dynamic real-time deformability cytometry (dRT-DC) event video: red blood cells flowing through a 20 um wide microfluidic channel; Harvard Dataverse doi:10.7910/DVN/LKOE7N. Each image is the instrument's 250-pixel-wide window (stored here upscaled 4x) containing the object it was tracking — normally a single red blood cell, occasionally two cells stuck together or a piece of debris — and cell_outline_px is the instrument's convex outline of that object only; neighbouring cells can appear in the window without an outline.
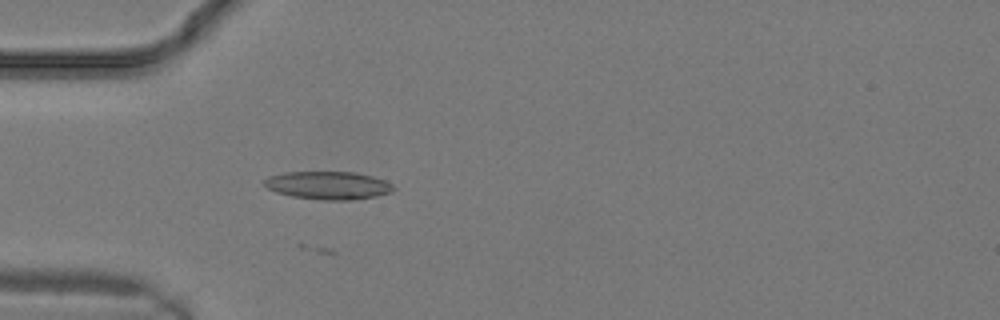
{"species": "common noctule bat (a hibernating species)", "species_latin": "Nyctalus noctula", "temperature_condition": "warm", "stored_images_in_passage": 18, "camera_frame_rate_fps": 3000, "um_per_image_px": 0.085, "animal": {"sex": "male", "body_mass_g": 19.2, "forearm_length_mm": 51.8}, "frame": {"image": 1, "passage_image": 8, "time_ms": 2.333, "image_size_px": [1000, 320], "cell_outline_px": [[396, 188], [392, 192], [376, 196], [352, 200], [324, 200], [292, 196], [276, 192], [268, 188], [264, 184], [264, 180], [268, 176], [284, 172], [356, 172], [372, 176], [384, 180], [392, 184]], "centroid_in_image_um": [27.91, 15.75], "position_along_channel_um": 57.1, "area_um2": 21.1}}
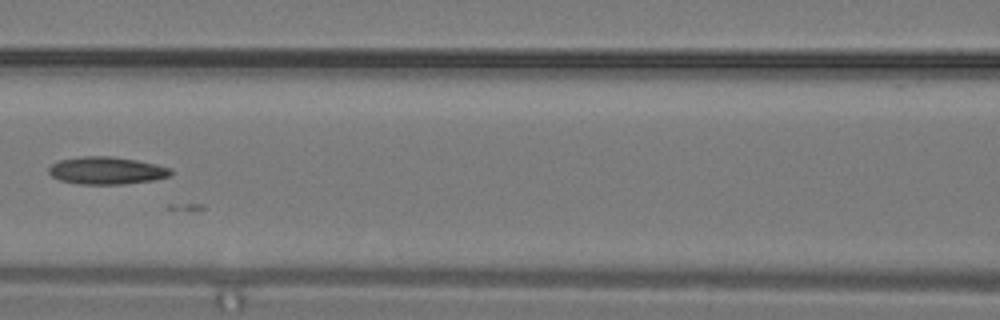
{"frame": {"image": 2, "passage_image": 12, "time_ms": 3.667, "image_size_px": [1000, 320], "cell_outline_px": [[172, 176], [152, 180], [124, 184], [80, 184], [60, 180], [52, 176], [48, 172], [48, 168], [52, 164], [60, 160], [84, 156], [112, 156], [136, 160], [156, 164], [172, 168]], "centroid_in_image_um": [9.08, 14.49], "position_along_channel_um": 157.5, "area_um2": 19.54}}
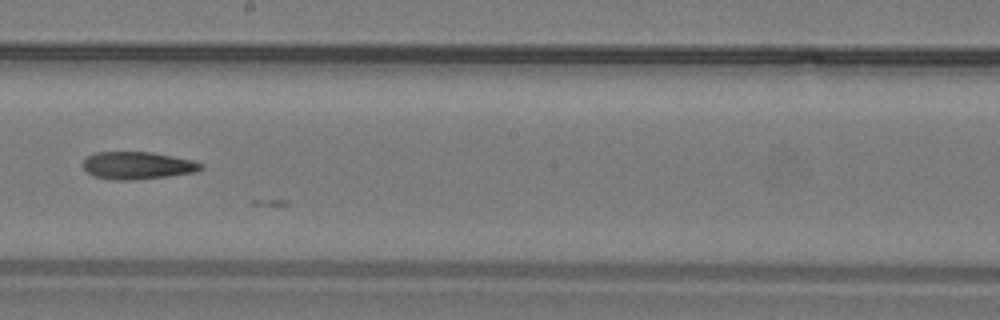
{"frame": {"image": 3, "passage_image": 15, "time_ms": 4.667, "image_size_px": [1000, 320], "cell_outline_px": [[204, 168], [196, 172], [168, 176], [136, 180], [112, 180], [92, 176], [80, 164], [88, 156], [96, 152], [152, 152], [192, 160], [204, 164]], "centroid_in_image_um": [11.68, 14.07], "position_along_channel_um": 236.5, "area_um2": 19.07}}